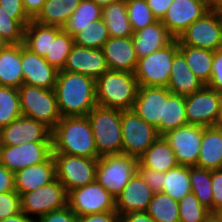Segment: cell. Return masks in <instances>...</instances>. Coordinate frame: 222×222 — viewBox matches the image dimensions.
<instances>
[{
  "label": "cell",
  "instance_id": "cell-1",
  "mask_svg": "<svg viewBox=\"0 0 222 222\" xmlns=\"http://www.w3.org/2000/svg\"><path fill=\"white\" fill-rule=\"evenodd\" d=\"M54 91L61 117L87 116L97 106L95 79L60 70Z\"/></svg>",
  "mask_w": 222,
  "mask_h": 222
},
{
  "label": "cell",
  "instance_id": "cell-2",
  "mask_svg": "<svg viewBox=\"0 0 222 222\" xmlns=\"http://www.w3.org/2000/svg\"><path fill=\"white\" fill-rule=\"evenodd\" d=\"M52 153L98 159L92 127L87 116L61 117L52 130Z\"/></svg>",
  "mask_w": 222,
  "mask_h": 222
},
{
  "label": "cell",
  "instance_id": "cell-3",
  "mask_svg": "<svg viewBox=\"0 0 222 222\" xmlns=\"http://www.w3.org/2000/svg\"><path fill=\"white\" fill-rule=\"evenodd\" d=\"M95 87L98 106L132 110L138 89L134 73L108 70L95 80Z\"/></svg>",
  "mask_w": 222,
  "mask_h": 222
},
{
  "label": "cell",
  "instance_id": "cell-4",
  "mask_svg": "<svg viewBox=\"0 0 222 222\" xmlns=\"http://www.w3.org/2000/svg\"><path fill=\"white\" fill-rule=\"evenodd\" d=\"M121 112L97 105L87 114L100 157L122 154Z\"/></svg>",
  "mask_w": 222,
  "mask_h": 222
},
{
  "label": "cell",
  "instance_id": "cell-5",
  "mask_svg": "<svg viewBox=\"0 0 222 222\" xmlns=\"http://www.w3.org/2000/svg\"><path fill=\"white\" fill-rule=\"evenodd\" d=\"M179 52V41L174 39L165 47L138 59L134 72L138 86L167 87L171 65Z\"/></svg>",
  "mask_w": 222,
  "mask_h": 222
},
{
  "label": "cell",
  "instance_id": "cell-6",
  "mask_svg": "<svg viewBox=\"0 0 222 222\" xmlns=\"http://www.w3.org/2000/svg\"><path fill=\"white\" fill-rule=\"evenodd\" d=\"M138 158L126 154L98 158L96 180L115 199L137 172Z\"/></svg>",
  "mask_w": 222,
  "mask_h": 222
},
{
  "label": "cell",
  "instance_id": "cell-7",
  "mask_svg": "<svg viewBox=\"0 0 222 222\" xmlns=\"http://www.w3.org/2000/svg\"><path fill=\"white\" fill-rule=\"evenodd\" d=\"M18 90L22 115L33 118L53 130L61 120L54 89L23 84Z\"/></svg>",
  "mask_w": 222,
  "mask_h": 222
},
{
  "label": "cell",
  "instance_id": "cell-8",
  "mask_svg": "<svg viewBox=\"0 0 222 222\" xmlns=\"http://www.w3.org/2000/svg\"><path fill=\"white\" fill-rule=\"evenodd\" d=\"M222 93L206 85L199 91L185 96V115L188 124L216 127L221 124Z\"/></svg>",
  "mask_w": 222,
  "mask_h": 222
},
{
  "label": "cell",
  "instance_id": "cell-9",
  "mask_svg": "<svg viewBox=\"0 0 222 222\" xmlns=\"http://www.w3.org/2000/svg\"><path fill=\"white\" fill-rule=\"evenodd\" d=\"M52 156L56 179L64 186L66 193L96 180L98 159L63 153H52Z\"/></svg>",
  "mask_w": 222,
  "mask_h": 222
},
{
  "label": "cell",
  "instance_id": "cell-10",
  "mask_svg": "<svg viewBox=\"0 0 222 222\" xmlns=\"http://www.w3.org/2000/svg\"><path fill=\"white\" fill-rule=\"evenodd\" d=\"M122 154L139 158L159 137L155 127L133 110L121 112Z\"/></svg>",
  "mask_w": 222,
  "mask_h": 222
},
{
  "label": "cell",
  "instance_id": "cell-11",
  "mask_svg": "<svg viewBox=\"0 0 222 222\" xmlns=\"http://www.w3.org/2000/svg\"><path fill=\"white\" fill-rule=\"evenodd\" d=\"M67 206L78 216L115 211V198L97 180L67 193Z\"/></svg>",
  "mask_w": 222,
  "mask_h": 222
},
{
  "label": "cell",
  "instance_id": "cell-12",
  "mask_svg": "<svg viewBox=\"0 0 222 222\" xmlns=\"http://www.w3.org/2000/svg\"><path fill=\"white\" fill-rule=\"evenodd\" d=\"M178 41L185 46L216 51L222 48V19L212 8L202 18L193 22L179 36Z\"/></svg>",
  "mask_w": 222,
  "mask_h": 222
},
{
  "label": "cell",
  "instance_id": "cell-13",
  "mask_svg": "<svg viewBox=\"0 0 222 222\" xmlns=\"http://www.w3.org/2000/svg\"><path fill=\"white\" fill-rule=\"evenodd\" d=\"M65 206H67V193L58 179L21 195V211L32 219H38Z\"/></svg>",
  "mask_w": 222,
  "mask_h": 222
},
{
  "label": "cell",
  "instance_id": "cell-14",
  "mask_svg": "<svg viewBox=\"0 0 222 222\" xmlns=\"http://www.w3.org/2000/svg\"><path fill=\"white\" fill-rule=\"evenodd\" d=\"M52 155V142L0 145V163L15 173L26 167L45 162Z\"/></svg>",
  "mask_w": 222,
  "mask_h": 222
},
{
  "label": "cell",
  "instance_id": "cell-15",
  "mask_svg": "<svg viewBox=\"0 0 222 222\" xmlns=\"http://www.w3.org/2000/svg\"><path fill=\"white\" fill-rule=\"evenodd\" d=\"M203 127L187 124L162 135L173 149L179 165L196 166L200 153Z\"/></svg>",
  "mask_w": 222,
  "mask_h": 222
},
{
  "label": "cell",
  "instance_id": "cell-16",
  "mask_svg": "<svg viewBox=\"0 0 222 222\" xmlns=\"http://www.w3.org/2000/svg\"><path fill=\"white\" fill-rule=\"evenodd\" d=\"M211 9L209 0H173L161 22L178 39L187 27Z\"/></svg>",
  "mask_w": 222,
  "mask_h": 222
},
{
  "label": "cell",
  "instance_id": "cell-17",
  "mask_svg": "<svg viewBox=\"0 0 222 222\" xmlns=\"http://www.w3.org/2000/svg\"><path fill=\"white\" fill-rule=\"evenodd\" d=\"M26 142H52V130L23 115L0 128V145L16 146Z\"/></svg>",
  "mask_w": 222,
  "mask_h": 222
},
{
  "label": "cell",
  "instance_id": "cell-18",
  "mask_svg": "<svg viewBox=\"0 0 222 222\" xmlns=\"http://www.w3.org/2000/svg\"><path fill=\"white\" fill-rule=\"evenodd\" d=\"M171 91L167 87L138 86L132 110L148 124L155 127L160 135V120H164V99Z\"/></svg>",
  "mask_w": 222,
  "mask_h": 222
},
{
  "label": "cell",
  "instance_id": "cell-19",
  "mask_svg": "<svg viewBox=\"0 0 222 222\" xmlns=\"http://www.w3.org/2000/svg\"><path fill=\"white\" fill-rule=\"evenodd\" d=\"M21 70L23 84L54 89L59 71L51 66L44 57L27 49L23 43H21Z\"/></svg>",
  "mask_w": 222,
  "mask_h": 222
},
{
  "label": "cell",
  "instance_id": "cell-20",
  "mask_svg": "<svg viewBox=\"0 0 222 222\" xmlns=\"http://www.w3.org/2000/svg\"><path fill=\"white\" fill-rule=\"evenodd\" d=\"M109 70L102 49H94L73 45L63 71L80 73L98 79Z\"/></svg>",
  "mask_w": 222,
  "mask_h": 222
},
{
  "label": "cell",
  "instance_id": "cell-21",
  "mask_svg": "<svg viewBox=\"0 0 222 222\" xmlns=\"http://www.w3.org/2000/svg\"><path fill=\"white\" fill-rule=\"evenodd\" d=\"M153 195L154 192L136 172L115 199V211L119 216L130 212H146Z\"/></svg>",
  "mask_w": 222,
  "mask_h": 222
},
{
  "label": "cell",
  "instance_id": "cell-22",
  "mask_svg": "<svg viewBox=\"0 0 222 222\" xmlns=\"http://www.w3.org/2000/svg\"><path fill=\"white\" fill-rule=\"evenodd\" d=\"M102 51L109 70L135 72L138 58L132 37H110Z\"/></svg>",
  "mask_w": 222,
  "mask_h": 222
},
{
  "label": "cell",
  "instance_id": "cell-23",
  "mask_svg": "<svg viewBox=\"0 0 222 222\" xmlns=\"http://www.w3.org/2000/svg\"><path fill=\"white\" fill-rule=\"evenodd\" d=\"M56 179L55 162L51 155L45 162L35 164L14 173L15 190L20 194L36 190Z\"/></svg>",
  "mask_w": 222,
  "mask_h": 222
},
{
  "label": "cell",
  "instance_id": "cell-24",
  "mask_svg": "<svg viewBox=\"0 0 222 222\" xmlns=\"http://www.w3.org/2000/svg\"><path fill=\"white\" fill-rule=\"evenodd\" d=\"M132 39L136 56L139 59L165 47L175 38L169 33L161 20H157L153 24L134 32Z\"/></svg>",
  "mask_w": 222,
  "mask_h": 222
},
{
  "label": "cell",
  "instance_id": "cell-25",
  "mask_svg": "<svg viewBox=\"0 0 222 222\" xmlns=\"http://www.w3.org/2000/svg\"><path fill=\"white\" fill-rule=\"evenodd\" d=\"M205 84L192 72L185 57L178 52L172 61L167 88L172 94L187 96L201 90Z\"/></svg>",
  "mask_w": 222,
  "mask_h": 222
},
{
  "label": "cell",
  "instance_id": "cell-26",
  "mask_svg": "<svg viewBox=\"0 0 222 222\" xmlns=\"http://www.w3.org/2000/svg\"><path fill=\"white\" fill-rule=\"evenodd\" d=\"M197 167L222 169V127H203Z\"/></svg>",
  "mask_w": 222,
  "mask_h": 222
},
{
  "label": "cell",
  "instance_id": "cell-27",
  "mask_svg": "<svg viewBox=\"0 0 222 222\" xmlns=\"http://www.w3.org/2000/svg\"><path fill=\"white\" fill-rule=\"evenodd\" d=\"M138 164L141 167L150 168L163 173L179 165L173 149L163 136H160L138 158Z\"/></svg>",
  "mask_w": 222,
  "mask_h": 222
},
{
  "label": "cell",
  "instance_id": "cell-28",
  "mask_svg": "<svg viewBox=\"0 0 222 222\" xmlns=\"http://www.w3.org/2000/svg\"><path fill=\"white\" fill-rule=\"evenodd\" d=\"M22 85L21 44H10L0 51V86L19 89Z\"/></svg>",
  "mask_w": 222,
  "mask_h": 222
},
{
  "label": "cell",
  "instance_id": "cell-29",
  "mask_svg": "<svg viewBox=\"0 0 222 222\" xmlns=\"http://www.w3.org/2000/svg\"><path fill=\"white\" fill-rule=\"evenodd\" d=\"M80 2L81 0H46L32 20L43 25L63 28Z\"/></svg>",
  "mask_w": 222,
  "mask_h": 222
},
{
  "label": "cell",
  "instance_id": "cell-30",
  "mask_svg": "<svg viewBox=\"0 0 222 222\" xmlns=\"http://www.w3.org/2000/svg\"><path fill=\"white\" fill-rule=\"evenodd\" d=\"M73 45V37L69 33L61 27L50 25L49 52L44 59L58 71L63 70Z\"/></svg>",
  "mask_w": 222,
  "mask_h": 222
},
{
  "label": "cell",
  "instance_id": "cell-31",
  "mask_svg": "<svg viewBox=\"0 0 222 222\" xmlns=\"http://www.w3.org/2000/svg\"><path fill=\"white\" fill-rule=\"evenodd\" d=\"M102 19L110 37H132L133 30L128 19L126 0L102 8Z\"/></svg>",
  "mask_w": 222,
  "mask_h": 222
},
{
  "label": "cell",
  "instance_id": "cell-32",
  "mask_svg": "<svg viewBox=\"0 0 222 222\" xmlns=\"http://www.w3.org/2000/svg\"><path fill=\"white\" fill-rule=\"evenodd\" d=\"M179 52L185 57V60L192 72L205 85H207L211 77L214 52L203 48L185 46L180 42Z\"/></svg>",
  "mask_w": 222,
  "mask_h": 222
},
{
  "label": "cell",
  "instance_id": "cell-33",
  "mask_svg": "<svg viewBox=\"0 0 222 222\" xmlns=\"http://www.w3.org/2000/svg\"><path fill=\"white\" fill-rule=\"evenodd\" d=\"M187 124L185 96L171 93L164 99V120H160V136Z\"/></svg>",
  "mask_w": 222,
  "mask_h": 222
},
{
  "label": "cell",
  "instance_id": "cell-34",
  "mask_svg": "<svg viewBox=\"0 0 222 222\" xmlns=\"http://www.w3.org/2000/svg\"><path fill=\"white\" fill-rule=\"evenodd\" d=\"M162 192L180 201L186 194L191 192L189 166L178 165L164 173Z\"/></svg>",
  "mask_w": 222,
  "mask_h": 222
},
{
  "label": "cell",
  "instance_id": "cell-35",
  "mask_svg": "<svg viewBox=\"0 0 222 222\" xmlns=\"http://www.w3.org/2000/svg\"><path fill=\"white\" fill-rule=\"evenodd\" d=\"M191 191L200 203L213 213L212 170L189 166Z\"/></svg>",
  "mask_w": 222,
  "mask_h": 222
},
{
  "label": "cell",
  "instance_id": "cell-36",
  "mask_svg": "<svg viewBox=\"0 0 222 222\" xmlns=\"http://www.w3.org/2000/svg\"><path fill=\"white\" fill-rule=\"evenodd\" d=\"M102 8L92 0H81L63 29L72 37L93 21L102 18Z\"/></svg>",
  "mask_w": 222,
  "mask_h": 222
},
{
  "label": "cell",
  "instance_id": "cell-37",
  "mask_svg": "<svg viewBox=\"0 0 222 222\" xmlns=\"http://www.w3.org/2000/svg\"><path fill=\"white\" fill-rule=\"evenodd\" d=\"M146 213L156 222H179V204L163 192H156Z\"/></svg>",
  "mask_w": 222,
  "mask_h": 222
},
{
  "label": "cell",
  "instance_id": "cell-38",
  "mask_svg": "<svg viewBox=\"0 0 222 222\" xmlns=\"http://www.w3.org/2000/svg\"><path fill=\"white\" fill-rule=\"evenodd\" d=\"M24 46L31 52L45 57L50 46V25L31 20L24 30Z\"/></svg>",
  "mask_w": 222,
  "mask_h": 222
},
{
  "label": "cell",
  "instance_id": "cell-39",
  "mask_svg": "<svg viewBox=\"0 0 222 222\" xmlns=\"http://www.w3.org/2000/svg\"><path fill=\"white\" fill-rule=\"evenodd\" d=\"M110 38L108 28L102 18L91 22L73 36L74 44L87 48L102 49Z\"/></svg>",
  "mask_w": 222,
  "mask_h": 222
},
{
  "label": "cell",
  "instance_id": "cell-40",
  "mask_svg": "<svg viewBox=\"0 0 222 222\" xmlns=\"http://www.w3.org/2000/svg\"><path fill=\"white\" fill-rule=\"evenodd\" d=\"M21 115L19 90L0 86V128L9 125Z\"/></svg>",
  "mask_w": 222,
  "mask_h": 222
},
{
  "label": "cell",
  "instance_id": "cell-41",
  "mask_svg": "<svg viewBox=\"0 0 222 222\" xmlns=\"http://www.w3.org/2000/svg\"><path fill=\"white\" fill-rule=\"evenodd\" d=\"M179 222H204L211 211L203 206L191 191L179 202Z\"/></svg>",
  "mask_w": 222,
  "mask_h": 222
},
{
  "label": "cell",
  "instance_id": "cell-42",
  "mask_svg": "<svg viewBox=\"0 0 222 222\" xmlns=\"http://www.w3.org/2000/svg\"><path fill=\"white\" fill-rule=\"evenodd\" d=\"M128 19L133 32L145 28L157 21L147 0H126Z\"/></svg>",
  "mask_w": 222,
  "mask_h": 222
},
{
  "label": "cell",
  "instance_id": "cell-43",
  "mask_svg": "<svg viewBox=\"0 0 222 222\" xmlns=\"http://www.w3.org/2000/svg\"><path fill=\"white\" fill-rule=\"evenodd\" d=\"M25 28L0 6V35L10 44L24 42Z\"/></svg>",
  "mask_w": 222,
  "mask_h": 222
},
{
  "label": "cell",
  "instance_id": "cell-44",
  "mask_svg": "<svg viewBox=\"0 0 222 222\" xmlns=\"http://www.w3.org/2000/svg\"><path fill=\"white\" fill-rule=\"evenodd\" d=\"M21 212V196L17 191L0 193V220Z\"/></svg>",
  "mask_w": 222,
  "mask_h": 222
},
{
  "label": "cell",
  "instance_id": "cell-45",
  "mask_svg": "<svg viewBox=\"0 0 222 222\" xmlns=\"http://www.w3.org/2000/svg\"><path fill=\"white\" fill-rule=\"evenodd\" d=\"M0 6L12 18L17 20L24 28L31 22V18L24 10L22 0H0Z\"/></svg>",
  "mask_w": 222,
  "mask_h": 222
},
{
  "label": "cell",
  "instance_id": "cell-46",
  "mask_svg": "<svg viewBox=\"0 0 222 222\" xmlns=\"http://www.w3.org/2000/svg\"><path fill=\"white\" fill-rule=\"evenodd\" d=\"M206 86L222 93V48L214 51L211 77Z\"/></svg>",
  "mask_w": 222,
  "mask_h": 222
},
{
  "label": "cell",
  "instance_id": "cell-47",
  "mask_svg": "<svg viewBox=\"0 0 222 222\" xmlns=\"http://www.w3.org/2000/svg\"><path fill=\"white\" fill-rule=\"evenodd\" d=\"M137 172L141 175L149 188L154 192H162L164 173L137 165Z\"/></svg>",
  "mask_w": 222,
  "mask_h": 222
},
{
  "label": "cell",
  "instance_id": "cell-48",
  "mask_svg": "<svg viewBox=\"0 0 222 222\" xmlns=\"http://www.w3.org/2000/svg\"><path fill=\"white\" fill-rule=\"evenodd\" d=\"M35 222H78V216L68 207L51 211L35 219Z\"/></svg>",
  "mask_w": 222,
  "mask_h": 222
},
{
  "label": "cell",
  "instance_id": "cell-49",
  "mask_svg": "<svg viewBox=\"0 0 222 222\" xmlns=\"http://www.w3.org/2000/svg\"><path fill=\"white\" fill-rule=\"evenodd\" d=\"M213 213L222 210V169L212 170Z\"/></svg>",
  "mask_w": 222,
  "mask_h": 222
},
{
  "label": "cell",
  "instance_id": "cell-50",
  "mask_svg": "<svg viewBox=\"0 0 222 222\" xmlns=\"http://www.w3.org/2000/svg\"><path fill=\"white\" fill-rule=\"evenodd\" d=\"M78 222H119V215L116 211L90 214L78 217Z\"/></svg>",
  "mask_w": 222,
  "mask_h": 222
},
{
  "label": "cell",
  "instance_id": "cell-51",
  "mask_svg": "<svg viewBox=\"0 0 222 222\" xmlns=\"http://www.w3.org/2000/svg\"><path fill=\"white\" fill-rule=\"evenodd\" d=\"M16 191L14 173L0 163V193Z\"/></svg>",
  "mask_w": 222,
  "mask_h": 222
},
{
  "label": "cell",
  "instance_id": "cell-52",
  "mask_svg": "<svg viewBox=\"0 0 222 222\" xmlns=\"http://www.w3.org/2000/svg\"><path fill=\"white\" fill-rule=\"evenodd\" d=\"M147 2L153 16L157 20H162L173 0H147Z\"/></svg>",
  "mask_w": 222,
  "mask_h": 222
},
{
  "label": "cell",
  "instance_id": "cell-53",
  "mask_svg": "<svg viewBox=\"0 0 222 222\" xmlns=\"http://www.w3.org/2000/svg\"><path fill=\"white\" fill-rule=\"evenodd\" d=\"M119 222H156L146 212H130L119 216Z\"/></svg>",
  "mask_w": 222,
  "mask_h": 222
},
{
  "label": "cell",
  "instance_id": "cell-54",
  "mask_svg": "<svg viewBox=\"0 0 222 222\" xmlns=\"http://www.w3.org/2000/svg\"><path fill=\"white\" fill-rule=\"evenodd\" d=\"M45 2L46 0H22L24 10L31 19L39 13Z\"/></svg>",
  "mask_w": 222,
  "mask_h": 222
},
{
  "label": "cell",
  "instance_id": "cell-55",
  "mask_svg": "<svg viewBox=\"0 0 222 222\" xmlns=\"http://www.w3.org/2000/svg\"><path fill=\"white\" fill-rule=\"evenodd\" d=\"M0 222H35V219L28 217L24 212L21 211L16 215L0 220Z\"/></svg>",
  "mask_w": 222,
  "mask_h": 222
},
{
  "label": "cell",
  "instance_id": "cell-56",
  "mask_svg": "<svg viewBox=\"0 0 222 222\" xmlns=\"http://www.w3.org/2000/svg\"><path fill=\"white\" fill-rule=\"evenodd\" d=\"M92 1H94L101 8H103L109 4L118 3V2L125 1V0H92Z\"/></svg>",
  "mask_w": 222,
  "mask_h": 222
},
{
  "label": "cell",
  "instance_id": "cell-57",
  "mask_svg": "<svg viewBox=\"0 0 222 222\" xmlns=\"http://www.w3.org/2000/svg\"><path fill=\"white\" fill-rule=\"evenodd\" d=\"M204 222H222V217L219 213H210Z\"/></svg>",
  "mask_w": 222,
  "mask_h": 222
},
{
  "label": "cell",
  "instance_id": "cell-58",
  "mask_svg": "<svg viewBox=\"0 0 222 222\" xmlns=\"http://www.w3.org/2000/svg\"><path fill=\"white\" fill-rule=\"evenodd\" d=\"M10 43L0 35V51L6 49Z\"/></svg>",
  "mask_w": 222,
  "mask_h": 222
},
{
  "label": "cell",
  "instance_id": "cell-59",
  "mask_svg": "<svg viewBox=\"0 0 222 222\" xmlns=\"http://www.w3.org/2000/svg\"><path fill=\"white\" fill-rule=\"evenodd\" d=\"M222 19V1L214 8Z\"/></svg>",
  "mask_w": 222,
  "mask_h": 222
},
{
  "label": "cell",
  "instance_id": "cell-60",
  "mask_svg": "<svg viewBox=\"0 0 222 222\" xmlns=\"http://www.w3.org/2000/svg\"><path fill=\"white\" fill-rule=\"evenodd\" d=\"M222 0H209L211 8H215Z\"/></svg>",
  "mask_w": 222,
  "mask_h": 222
}]
</instances>
